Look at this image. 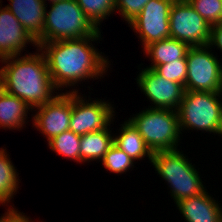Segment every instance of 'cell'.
<instances>
[{"label":"cell","instance_id":"obj_24","mask_svg":"<svg viewBox=\"0 0 222 222\" xmlns=\"http://www.w3.org/2000/svg\"><path fill=\"white\" fill-rule=\"evenodd\" d=\"M211 26L222 22V0H187Z\"/></svg>","mask_w":222,"mask_h":222},{"label":"cell","instance_id":"obj_15","mask_svg":"<svg viewBox=\"0 0 222 222\" xmlns=\"http://www.w3.org/2000/svg\"><path fill=\"white\" fill-rule=\"evenodd\" d=\"M6 5L22 24L24 29L37 41L43 35L46 4L43 0H8Z\"/></svg>","mask_w":222,"mask_h":222},{"label":"cell","instance_id":"obj_25","mask_svg":"<svg viewBox=\"0 0 222 222\" xmlns=\"http://www.w3.org/2000/svg\"><path fill=\"white\" fill-rule=\"evenodd\" d=\"M186 58L172 61L170 63L157 65L154 70L163 78L182 84L185 87L187 77Z\"/></svg>","mask_w":222,"mask_h":222},{"label":"cell","instance_id":"obj_27","mask_svg":"<svg viewBox=\"0 0 222 222\" xmlns=\"http://www.w3.org/2000/svg\"><path fill=\"white\" fill-rule=\"evenodd\" d=\"M25 213L19 212L15 207H8L7 212L0 217V222H34ZM30 219V220H29Z\"/></svg>","mask_w":222,"mask_h":222},{"label":"cell","instance_id":"obj_28","mask_svg":"<svg viewBox=\"0 0 222 222\" xmlns=\"http://www.w3.org/2000/svg\"><path fill=\"white\" fill-rule=\"evenodd\" d=\"M210 47H217L222 52V22L211 27ZM214 45V46H213Z\"/></svg>","mask_w":222,"mask_h":222},{"label":"cell","instance_id":"obj_2","mask_svg":"<svg viewBox=\"0 0 222 222\" xmlns=\"http://www.w3.org/2000/svg\"><path fill=\"white\" fill-rule=\"evenodd\" d=\"M0 62L4 64L0 71L5 91L23 100L32 110L51 101L54 93L58 94L39 48L36 53L7 57Z\"/></svg>","mask_w":222,"mask_h":222},{"label":"cell","instance_id":"obj_16","mask_svg":"<svg viewBox=\"0 0 222 222\" xmlns=\"http://www.w3.org/2000/svg\"><path fill=\"white\" fill-rule=\"evenodd\" d=\"M119 135L113 134L114 145L124 151L133 161L148 157L150 163L153 152L147 146L139 131L129 120L120 125Z\"/></svg>","mask_w":222,"mask_h":222},{"label":"cell","instance_id":"obj_14","mask_svg":"<svg viewBox=\"0 0 222 222\" xmlns=\"http://www.w3.org/2000/svg\"><path fill=\"white\" fill-rule=\"evenodd\" d=\"M175 204L186 222H222V206L207 190Z\"/></svg>","mask_w":222,"mask_h":222},{"label":"cell","instance_id":"obj_17","mask_svg":"<svg viewBox=\"0 0 222 222\" xmlns=\"http://www.w3.org/2000/svg\"><path fill=\"white\" fill-rule=\"evenodd\" d=\"M189 48L188 44L173 38L150 43L143 49L146 56L152 62L147 68L154 69L157 65L186 58Z\"/></svg>","mask_w":222,"mask_h":222},{"label":"cell","instance_id":"obj_1","mask_svg":"<svg viewBox=\"0 0 222 222\" xmlns=\"http://www.w3.org/2000/svg\"><path fill=\"white\" fill-rule=\"evenodd\" d=\"M100 39H102L101 33H94L84 38L45 42L38 45L45 56L48 71L58 93L70 86L72 90L67 92H78L73 89V86H78V83L83 80L85 82L91 78H104L111 65L110 61L108 56H104V53L102 55V52L99 53L92 44Z\"/></svg>","mask_w":222,"mask_h":222},{"label":"cell","instance_id":"obj_19","mask_svg":"<svg viewBox=\"0 0 222 222\" xmlns=\"http://www.w3.org/2000/svg\"><path fill=\"white\" fill-rule=\"evenodd\" d=\"M113 144L110 125L103 130L82 135L80 139V163H89L94 160L102 161Z\"/></svg>","mask_w":222,"mask_h":222},{"label":"cell","instance_id":"obj_4","mask_svg":"<svg viewBox=\"0 0 222 222\" xmlns=\"http://www.w3.org/2000/svg\"><path fill=\"white\" fill-rule=\"evenodd\" d=\"M102 33L86 17L76 0H63L45 11L43 35L37 44L78 39Z\"/></svg>","mask_w":222,"mask_h":222},{"label":"cell","instance_id":"obj_21","mask_svg":"<svg viewBox=\"0 0 222 222\" xmlns=\"http://www.w3.org/2000/svg\"><path fill=\"white\" fill-rule=\"evenodd\" d=\"M80 139L81 136L73 131H64L48 142L51 151L64 158L72 159L74 162H80Z\"/></svg>","mask_w":222,"mask_h":222},{"label":"cell","instance_id":"obj_29","mask_svg":"<svg viewBox=\"0 0 222 222\" xmlns=\"http://www.w3.org/2000/svg\"><path fill=\"white\" fill-rule=\"evenodd\" d=\"M5 92V85H4V79L0 71V97Z\"/></svg>","mask_w":222,"mask_h":222},{"label":"cell","instance_id":"obj_12","mask_svg":"<svg viewBox=\"0 0 222 222\" xmlns=\"http://www.w3.org/2000/svg\"><path fill=\"white\" fill-rule=\"evenodd\" d=\"M136 78L141 92L154 105L149 106V108L177 111L185 92L182 84L167 80L150 68L142 69Z\"/></svg>","mask_w":222,"mask_h":222},{"label":"cell","instance_id":"obj_7","mask_svg":"<svg viewBox=\"0 0 222 222\" xmlns=\"http://www.w3.org/2000/svg\"><path fill=\"white\" fill-rule=\"evenodd\" d=\"M187 77L185 90L220 92L222 64L212 53L210 45L190 47L187 55Z\"/></svg>","mask_w":222,"mask_h":222},{"label":"cell","instance_id":"obj_13","mask_svg":"<svg viewBox=\"0 0 222 222\" xmlns=\"http://www.w3.org/2000/svg\"><path fill=\"white\" fill-rule=\"evenodd\" d=\"M38 48L37 41L29 34L7 7L0 8V60L22 55L27 44Z\"/></svg>","mask_w":222,"mask_h":222},{"label":"cell","instance_id":"obj_31","mask_svg":"<svg viewBox=\"0 0 222 222\" xmlns=\"http://www.w3.org/2000/svg\"><path fill=\"white\" fill-rule=\"evenodd\" d=\"M221 135H222V120H221L220 129H219V132H218V136H221Z\"/></svg>","mask_w":222,"mask_h":222},{"label":"cell","instance_id":"obj_23","mask_svg":"<svg viewBox=\"0 0 222 222\" xmlns=\"http://www.w3.org/2000/svg\"><path fill=\"white\" fill-rule=\"evenodd\" d=\"M134 162L129 155L120 150L114 144L109 148L104 155L102 164L108 171L116 174H123L134 166Z\"/></svg>","mask_w":222,"mask_h":222},{"label":"cell","instance_id":"obj_6","mask_svg":"<svg viewBox=\"0 0 222 222\" xmlns=\"http://www.w3.org/2000/svg\"><path fill=\"white\" fill-rule=\"evenodd\" d=\"M221 92L185 90L177 109L180 130L218 134L222 120Z\"/></svg>","mask_w":222,"mask_h":222},{"label":"cell","instance_id":"obj_30","mask_svg":"<svg viewBox=\"0 0 222 222\" xmlns=\"http://www.w3.org/2000/svg\"><path fill=\"white\" fill-rule=\"evenodd\" d=\"M46 1H47V0H43V2L46 3V6H48V5H47L48 3H47ZM48 1L52 4V3H56V2H58V1H63V0H48Z\"/></svg>","mask_w":222,"mask_h":222},{"label":"cell","instance_id":"obj_20","mask_svg":"<svg viewBox=\"0 0 222 222\" xmlns=\"http://www.w3.org/2000/svg\"><path fill=\"white\" fill-rule=\"evenodd\" d=\"M6 151V148H0V204L9 206L20 182L17 169Z\"/></svg>","mask_w":222,"mask_h":222},{"label":"cell","instance_id":"obj_22","mask_svg":"<svg viewBox=\"0 0 222 222\" xmlns=\"http://www.w3.org/2000/svg\"><path fill=\"white\" fill-rule=\"evenodd\" d=\"M86 17L98 29L104 19L115 11V0H76ZM108 16V17H107ZM107 17V18H106Z\"/></svg>","mask_w":222,"mask_h":222},{"label":"cell","instance_id":"obj_26","mask_svg":"<svg viewBox=\"0 0 222 222\" xmlns=\"http://www.w3.org/2000/svg\"><path fill=\"white\" fill-rule=\"evenodd\" d=\"M149 0H115V10L129 24L142 11Z\"/></svg>","mask_w":222,"mask_h":222},{"label":"cell","instance_id":"obj_8","mask_svg":"<svg viewBox=\"0 0 222 222\" xmlns=\"http://www.w3.org/2000/svg\"><path fill=\"white\" fill-rule=\"evenodd\" d=\"M170 38L177 39L190 47L205 46L210 42L211 25L189 4L174 1L169 15Z\"/></svg>","mask_w":222,"mask_h":222},{"label":"cell","instance_id":"obj_5","mask_svg":"<svg viewBox=\"0 0 222 222\" xmlns=\"http://www.w3.org/2000/svg\"><path fill=\"white\" fill-rule=\"evenodd\" d=\"M128 120L139 131L151 151L175 150L180 145L178 113L171 109L146 108Z\"/></svg>","mask_w":222,"mask_h":222},{"label":"cell","instance_id":"obj_3","mask_svg":"<svg viewBox=\"0 0 222 222\" xmlns=\"http://www.w3.org/2000/svg\"><path fill=\"white\" fill-rule=\"evenodd\" d=\"M186 154L179 149L157 151L152 155L151 165L157 175L170 187L174 202L194 197L206 190L200 178V172L192 165Z\"/></svg>","mask_w":222,"mask_h":222},{"label":"cell","instance_id":"obj_18","mask_svg":"<svg viewBox=\"0 0 222 222\" xmlns=\"http://www.w3.org/2000/svg\"><path fill=\"white\" fill-rule=\"evenodd\" d=\"M30 110L23 100L5 91L0 97V129H23Z\"/></svg>","mask_w":222,"mask_h":222},{"label":"cell","instance_id":"obj_9","mask_svg":"<svg viewBox=\"0 0 222 222\" xmlns=\"http://www.w3.org/2000/svg\"><path fill=\"white\" fill-rule=\"evenodd\" d=\"M83 97L79 92L72 93V112L69 130L82 136L107 128L115 119L113 104L104 99L90 100V97L87 100Z\"/></svg>","mask_w":222,"mask_h":222},{"label":"cell","instance_id":"obj_10","mask_svg":"<svg viewBox=\"0 0 222 222\" xmlns=\"http://www.w3.org/2000/svg\"><path fill=\"white\" fill-rule=\"evenodd\" d=\"M174 0H149L142 11L129 23L138 34L143 49L150 43L170 38L169 15Z\"/></svg>","mask_w":222,"mask_h":222},{"label":"cell","instance_id":"obj_11","mask_svg":"<svg viewBox=\"0 0 222 222\" xmlns=\"http://www.w3.org/2000/svg\"><path fill=\"white\" fill-rule=\"evenodd\" d=\"M32 125L47 137V142L69 130L72 112V92H60L49 102L36 107Z\"/></svg>","mask_w":222,"mask_h":222}]
</instances>
